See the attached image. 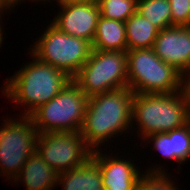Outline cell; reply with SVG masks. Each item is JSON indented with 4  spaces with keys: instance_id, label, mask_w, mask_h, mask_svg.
Listing matches in <instances>:
<instances>
[{
    "instance_id": "obj_23",
    "label": "cell",
    "mask_w": 190,
    "mask_h": 190,
    "mask_svg": "<svg viewBox=\"0 0 190 190\" xmlns=\"http://www.w3.org/2000/svg\"><path fill=\"white\" fill-rule=\"evenodd\" d=\"M184 77L185 78L183 79V89L186 92V95L190 102V71Z\"/></svg>"
},
{
    "instance_id": "obj_17",
    "label": "cell",
    "mask_w": 190,
    "mask_h": 190,
    "mask_svg": "<svg viewBox=\"0 0 190 190\" xmlns=\"http://www.w3.org/2000/svg\"><path fill=\"white\" fill-rule=\"evenodd\" d=\"M137 12L161 31L172 26L171 6L168 0H137Z\"/></svg>"
},
{
    "instance_id": "obj_1",
    "label": "cell",
    "mask_w": 190,
    "mask_h": 190,
    "mask_svg": "<svg viewBox=\"0 0 190 190\" xmlns=\"http://www.w3.org/2000/svg\"><path fill=\"white\" fill-rule=\"evenodd\" d=\"M133 96L127 87L89 97L80 133L93 151L113 135L132 127Z\"/></svg>"
},
{
    "instance_id": "obj_19",
    "label": "cell",
    "mask_w": 190,
    "mask_h": 190,
    "mask_svg": "<svg viewBox=\"0 0 190 190\" xmlns=\"http://www.w3.org/2000/svg\"><path fill=\"white\" fill-rule=\"evenodd\" d=\"M165 173L161 167L149 168L145 175L139 177L134 190H176L175 184Z\"/></svg>"
},
{
    "instance_id": "obj_5",
    "label": "cell",
    "mask_w": 190,
    "mask_h": 190,
    "mask_svg": "<svg viewBox=\"0 0 190 190\" xmlns=\"http://www.w3.org/2000/svg\"><path fill=\"white\" fill-rule=\"evenodd\" d=\"M88 99L71 81L53 99L34 111L30 118L38 133L80 132Z\"/></svg>"
},
{
    "instance_id": "obj_4",
    "label": "cell",
    "mask_w": 190,
    "mask_h": 190,
    "mask_svg": "<svg viewBox=\"0 0 190 190\" xmlns=\"http://www.w3.org/2000/svg\"><path fill=\"white\" fill-rule=\"evenodd\" d=\"M126 53L128 87L134 94H171L183 90L184 76L163 62L153 48Z\"/></svg>"
},
{
    "instance_id": "obj_26",
    "label": "cell",
    "mask_w": 190,
    "mask_h": 190,
    "mask_svg": "<svg viewBox=\"0 0 190 190\" xmlns=\"http://www.w3.org/2000/svg\"><path fill=\"white\" fill-rule=\"evenodd\" d=\"M0 17H1V15H0ZM0 23H1V22H0ZM1 27H2V26L0 25V46H1L2 41H3V40H2V39H3V36H2L3 34H2V31H1L3 28H1Z\"/></svg>"
},
{
    "instance_id": "obj_3",
    "label": "cell",
    "mask_w": 190,
    "mask_h": 190,
    "mask_svg": "<svg viewBox=\"0 0 190 190\" xmlns=\"http://www.w3.org/2000/svg\"><path fill=\"white\" fill-rule=\"evenodd\" d=\"M135 119V120H134ZM132 120L145 139L151 134L167 133L190 122V102L183 90L171 94H134Z\"/></svg>"
},
{
    "instance_id": "obj_2",
    "label": "cell",
    "mask_w": 190,
    "mask_h": 190,
    "mask_svg": "<svg viewBox=\"0 0 190 190\" xmlns=\"http://www.w3.org/2000/svg\"><path fill=\"white\" fill-rule=\"evenodd\" d=\"M32 57L33 61L18 70L3 87V94L11 101L27 105L23 116H30L73 81L65 71Z\"/></svg>"
},
{
    "instance_id": "obj_6",
    "label": "cell",
    "mask_w": 190,
    "mask_h": 190,
    "mask_svg": "<svg viewBox=\"0 0 190 190\" xmlns=\"http://www.w3.org/2000/svg\"><path fill=\"white\" fill-rule=\"evenodd\" d=\"M47 27L33 48H30L31 55L74 78L90 58L92 44L82 38L65 34L52 23Z\"/></svg>"
},
{
    "instance_id": "obj_11",
    "label": "cell",
    "mask_w": 190,
    "mask_h": 190,
    "mask_svg": "<svg viewBox=\"0 0 190 190\" xmlns=\"http://www.w3.org/2000/svg\"><path fill=\"white\" fill-rule=\"evenodd\" d=\"M153 50L185 76L190 71V26H171L158 32Z\"/></svg>"
},
{
    "instance_id": "obj_22",
    "label": "cell",
    "mask_w": 190,
    "mask_h": 190,
    "mask_svg": "<svg viewBox=\"0 0 190 190\" xmlns=\"http://www.w3.org/2000/svg\"><path fill=\"white\" fill-rule=\"evenodd\" d=\"M145 139H148V142L149 139L151 140V142L154 141V149L159 151V153L162 154L164 157L174 160L172 139L169 137V132L151 134Z\"/></svg>"
},
{
    "instance_id": "obj_24",
    "label": "cell",
    "mask_w": 190,
    "mask_h": 190,
    "mask_svg": "<svg viewBox=\"0 0 190 190\" xmlns=\"http://www.w3.org/2000/svg\"><path fill=\"white\" fill-rule=\"evenodd\" d=\"M16 4L10 3L8 0H0V12L3 13L4 10L15 7ZM12 6V7H11ZM0 13V15H1Z\"/></svg>"
},
{
    "instance_id": "obj_16",
    "label": "cell",
    "mask_w": 190,
    "mask_h": 190,
    "mask_svg": "<svg viewBox=\"0 0 190 190\" xmlns=\"http://www.w3.org/2000/svg\"><path fill=\"white\" fill-rule=\"evenodd\" d=\"M127 51L153 48L159 30L139 12L125 21Z\"/></svg>"
},
{
    "instance_id": "obj_15",
    "label": "cell",
    "mask_w": 190,
    "mask_h": 190,
    "mask_svg": "<svg viewBox=\"0 0 190 190\" xmlns=\"http://www.w3.org/2000/svg\"><path fill=\"white\" fill-rule=\"evenodd\" d=\"M92 49L102 51H127L125 22L107 19L100 15Z\"/></svg>"
},
{
    "instance_id": "obj_9",
    "label": "cell",
    "mask_w": 190,
    "mask_h": 190,
    "mask_svg": "<svg viewBox=\"0 0 190 190\" xmlns=\"http://www.w3.org/2000/svg\"><path fill=\"white\" fill-rule=\"evenodd\" d=\"M36 151L59 174L83 165L93 153L80 132L39 133Z\"/></svg>"
},
{
    "instance_id": "obj_21",
    "label": "cell",
    "mask_w": 190,
    "mask_h": 190,
    "mask_svg": "<svg viewBox=\"0 0 190 190\" xmlns=\"http://www.w3.org/2000/svg\"><path fill=\"white\" fill-rule=\"evenodd\" d=\"M172 26H190V0H168Z\"/></svg>"
},
{
    "instance_id": "obj_10",
    "label": "cell",
    "mask_w": 190,
    "mask_h": 190,
    "mask_svg": "<svg viewBox=\"0 0 190 190\" xmlns=\"http://www.w3.org/2000/svg\"><path fill=\"white\" fill-rule=\"evenodd\" d=\"M62 11L51 22L65 34L82 38L91 44L96 32L99 6L95 0L60 5Z\"/></svg>"
},
{
    "instance_id": "obj_20",
    "label": "cell",
    "mask_w": 190,
    "mask_h": 190,
    "mask_svg": "<svg viewBox=\"0 0 190 190\" xmlns=\"http://www.w3.org/2000/svg\"><path fill=\"white\" fill-rule=\"evenodd\" d=\"M169 137L172 139L174 160L178 163L190 158V122L185 126L171 130Z\"/></svg>"
},
{
    "instance_id": "obj_25",
    "label": "cell",
    "mask_w": 190,
    "mask_h": 190,
    "mask_svg": "<svg viewBox=\"0 0 190 190\" xmlns=\"http://www.w3.org/2000/svg\"><path fill=\"white\" fill-rule=\"evenodd\" d=\"M88 0H56V2H59V5L71 3V2H84Z\"/></svg>"
},
{
    "instance_id": "obj_13",
    "label": "cell",
    "mask_w": 190,
    "mask_h": 190,
    "mask_svg": "<svg viewBox=\"0 0 190 190\" xmlns=\"http://www.w3.org/2000/svg\"><path fill=\"white\" fill-rule=\"evenodd\" d=\"M59 173L52 169L37 151L31 154L13 179L24 180L27 190H51L57 185ZM22 179V180H21Z\"/></svg>"
},
{
    "instance_id": "obj_7",
    "label": "cell",
    "mask_w": 190,
    "mask_h": 190,
    "mask_svg": "<svg viewBox=\"0 0 190 190\" xmlns=\"http://www.w3.org/2000/svg\"><path fill=\"white\" fill-rule=\"evenodd\" d=\"M73 81L88 97L127 88V53L92 49Z\"/></svg>"
},
{
    "instance_id": "obj_8",
    "label": "cell",
    "mask_w": 190,
    "mask_h": 190,
    "mask_svg": "<svg viewBox=\"0 0 190 190\" xmlns=\"http://www.w3.org/2000/svg\"><path fill=\"white\" fill-rule=\"evenodd\" d=\"M0 129V169L11 181L15 178L28 157L36 151L38 131L30 116L4 120Z\"/></svg>"
},
{
    "instance_id": "obj_14",
    "label": "cell",
    "mask_w": 190,
    "mask_h": 190,
    "mask_svg": "<svg viewBox=\"0 0 190 190\" xmlns=\"http://www.w3.org/2000/svg\"><path fill=\"white\" fill-rule=\"evenodd\" d=\"M64 190H104L99 165L90 158L83 165L64 171L58 182Z\"/></svg>"
},
{
    "instance_id": "obj_12",
    "label": "cell",
    "mask_w": 190,
    "mask_h": 190,
    "mask_svg": "<svg viewBox=\"0 0 190 190\" xmlns=\"http://www.w3.org/2000/svg\"><path fill=\"white\" fill-rule=\"evenodd\" d=\"M93 151L92 159L99 165L104 190H134L141 176L130 160H121Z\"/></svg>"
},
{
    "instance_id": "obj_18",
    "label": "cell",
    "mask_w": 190,
    "mask_h": 190,
    "mask_svg": "<svg viewBox=\"0 0 190 190\" xmlns=\"http://www.w3.org/2000/svg\"><path fill=\"white\" fill-rule=\"evenodd\" d=\"M97 4L101 16L121 22H125L137 9V0H99Z\"/></svg>"
},
{
    "instance_id": "obj_27",
    "label": "cell",
    "mask_w": 190,
    "mask_h": 190,
    "mask_svg": "<svg viewBox=\"0 0 190 190\" xmlns=\"http://www.w3.org/2000/svg\"><path fill=\"white\" fill-rule=\"evenodd\" d=\"M10 3H12V4H18V2H19V4H20V1H24V0H8Z\"/></svg>"
}]
</instances>
